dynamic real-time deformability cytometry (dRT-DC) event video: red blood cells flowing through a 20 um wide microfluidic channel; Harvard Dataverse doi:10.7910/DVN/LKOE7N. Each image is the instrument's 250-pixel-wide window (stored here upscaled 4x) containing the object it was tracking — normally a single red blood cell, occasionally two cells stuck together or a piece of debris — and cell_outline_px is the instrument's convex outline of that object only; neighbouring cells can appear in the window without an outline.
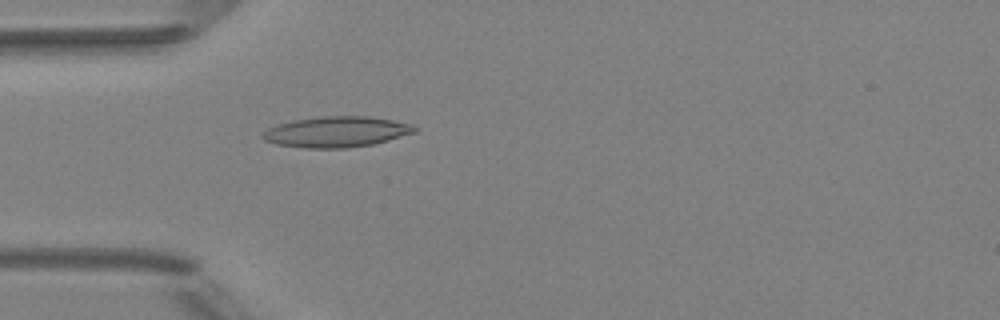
{"species": "Egyptian fruit bat (a non-hibernating species)", "species_latin": "Rousettus aegyptiacus", "temperature_condition": "room temperature", "stored_images_in_passage": 5, "camera_frame_rate_fps": 3000, "um_per_image_px": 0.085, "animal": {"sex": "female"}, "frame": {"image": 1, "passage_image": 5, "time_ms": 4.333, "image_size_px": [1000, 320], "cell_outline_px": [[416, 132], [388, 140], [372, 144], [344, 148], [304, 148], [276, 144], [264, 140], [260, 136], [268, 128], [276, 124], [292, 120], [320, 116], [368, 116], [392, 120], [412, 124], [416, 128]], "centroid_in_image_um": [28.56, 11.2], "position_along_channel_um": 56.4, "area_um2": 27.22}}